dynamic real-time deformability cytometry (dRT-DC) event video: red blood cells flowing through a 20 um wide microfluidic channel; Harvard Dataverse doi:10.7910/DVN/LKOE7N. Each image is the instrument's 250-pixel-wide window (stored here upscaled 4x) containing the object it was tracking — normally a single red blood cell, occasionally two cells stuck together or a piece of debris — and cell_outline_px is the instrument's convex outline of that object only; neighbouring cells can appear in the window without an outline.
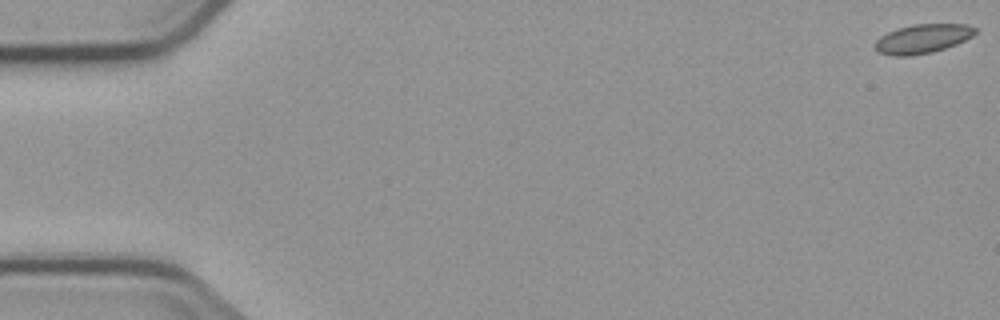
{"species": "common noctule bat (a hibernating species)", "species_latin": "Nyctalus noctula", "temperature_condition": "cold", "stored_images_in_passage": 6, "camera_frame_rate_fps": 3000, "um_per_image_px": 0.085, "animal": {"sex": "male", "body_mass_g": 23.1, "forearm_length_mm": 52.7}, "frame": {"image": 1, "passage_image": 1, "time_ms": 0.0, "image_size_px": [1000, 320], "cell_outline_px": [[976, 32], [972, 36], [956, 44], [932, 52], [908, 56], [892, 56], [880, 52], [876, 48], [876, 40], [880, 36], [896, 28], [912, 24], [968, 24], [976, 28]], "centroid_in_image_um": [78.42, 3.28], "position_along_channel_um": 6.6, "area_um2": 16.88}}
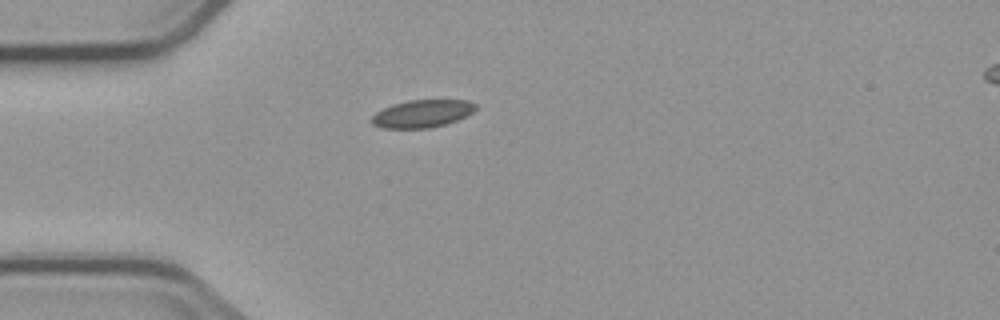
{"frame": {"image": 2, "passage_image": 5, "time_ms": 5.0, "image_size_px": [1000, 320], "cell_outline_px": [[476, 108], [472, 112], [456, 120], [444, 124], [428, 128], [380, 128], [372, 124], [372, 116], [376, 112], [392, 104], [408, 100], [468, 100], [476, 104]], "centroid_in_image_um": [35.86, 9.65], "position_along_channel_um": 49.1, "area_um2": 16.59}}